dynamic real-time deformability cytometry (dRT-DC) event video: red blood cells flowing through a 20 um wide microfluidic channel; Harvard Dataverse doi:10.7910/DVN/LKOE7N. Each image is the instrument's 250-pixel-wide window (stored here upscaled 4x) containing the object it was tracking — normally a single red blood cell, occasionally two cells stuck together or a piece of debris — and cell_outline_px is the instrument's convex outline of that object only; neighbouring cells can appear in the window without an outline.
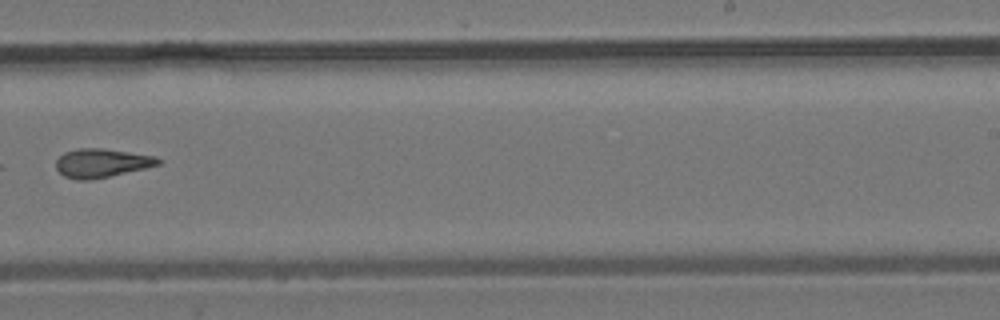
{"species": "common noctule bat (a hibernating species)", "species_latin": "Nyctalus noctula", "temperature_condition": "room temperature", "stored_images_in_passage": 7, "camera_frame_rate_fps": 3000, "um_per_image_px": 0.085, "animal": {"sex": "male", "body_mass_g": 19.2, "forearm_length_mm": 51.8}, "frame": {"image": 1, "passage_image": 6, "time_ms": 6.0, "image_size_px": [1000, 320], "cell_outline_px": [[164, 160], [160, 164], [144, 168], [92, 180], [76, 180], [64, 176], [56, 168], [56, 160], [64, 152], [76, 148], [104, 148], [156, 156]], "centroid_in_image_um": [8.64, 13.85], "position_along_channel_um": 280.4, "area_um2": 17.22}}
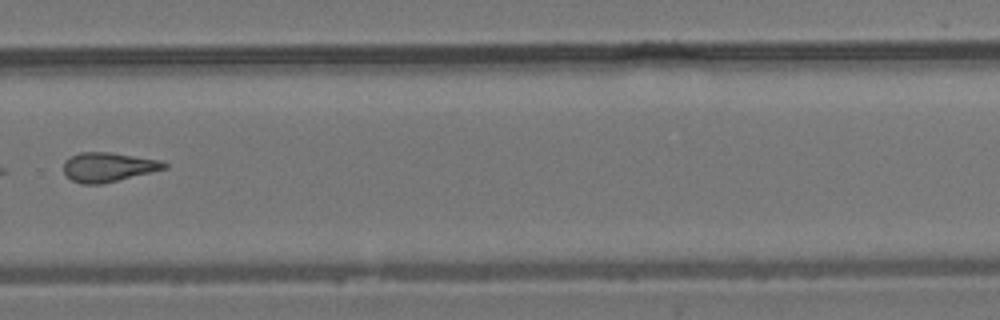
{"frame": {"image": 2, "passage_image": 7, "time_ms": 7.0, "image_size_px": [1000, 320], "cell_outline_px": [[168, 168], [152, 172], [100, 184], [80, 184], [72, 180], [64, 172], [64, 160], [80, 152], [108, 152], [160, 160], [168, 164]], "centroid_in_image_um": [9.2, 14.2], "position_along_channel_um": 320.6, "area_um2": 17.05}}